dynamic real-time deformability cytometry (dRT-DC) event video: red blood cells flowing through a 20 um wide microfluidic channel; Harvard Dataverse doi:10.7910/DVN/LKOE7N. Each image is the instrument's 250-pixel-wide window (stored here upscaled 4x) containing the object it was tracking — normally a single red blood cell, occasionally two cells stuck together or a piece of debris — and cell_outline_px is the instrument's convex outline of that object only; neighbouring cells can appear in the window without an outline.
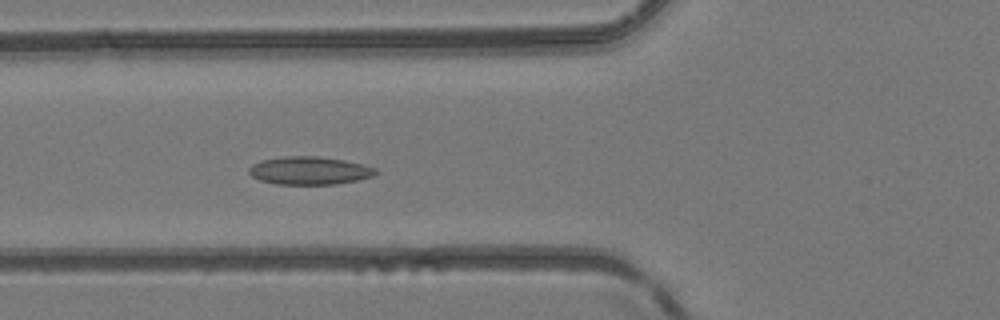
{"species": "common noctule bat (a hibernating species)", "species_latin": "Nyctalus noctula", "temperature_condition": "room temperature", "stored_images_in_passage": 36, "camera_frame_rate_fps": 3000, "um_per_image_px": 0.085, "animal": {"sex": "female", "body_mass_g": 24.6, "forearm_length_mm": 56.2}, "frame": {"image": 1, "passage_image": 5, "time_ms": 1.333, "image_size_px": [1000, 320], "cell_outline_px": [[376, 172], [372, 176], [356, 180], [336, 184], [276, 184], [260, 180], [252, 176], [248, 172], [248, 168], [252, 164], [260, 160], [284, 156], [320, 156], [344, 160], [364, 164], [376, 168]], "centroid_in_image_um": [26.27, 14.49], "position_along_channel_um": 99.5, "area_um2": 20.69}}
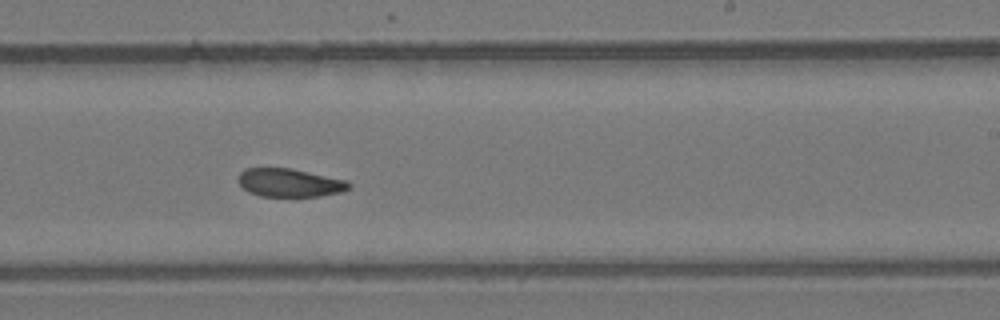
{"frame": {"image": 2, "passage_image": 17, "time_ms": 5.333, "image_size_px": [1000, 320], "cell_outline_px": [[352, 188], [340, 192], [320, 196], [260, 196], [248, 192], [236, 180], [240, 172], [244, 168], [292, 168], [348, 180], [352, 184]], "centroid_in_image_um": [24.63, 15.52], "position_along_channel_um": 264.4, "area_um2": 18.5}}
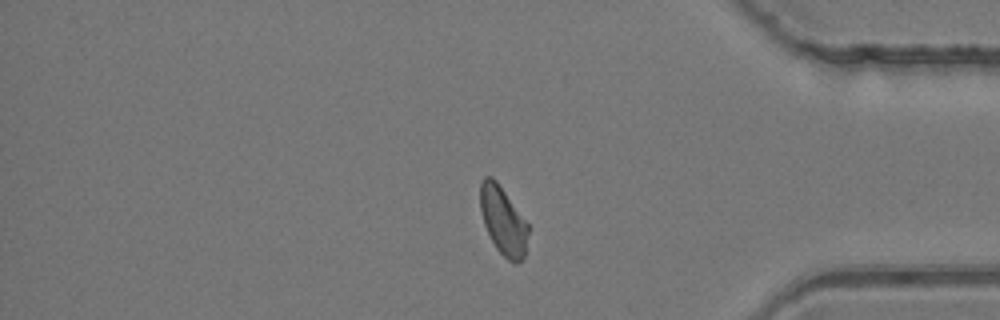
{"frame": {"image": 3, "passage_image": 28, "time_ms": 9.0, "image_size_px": [1000, 320], "cell_outline_px": [[528, 232], [524, 260], [516, 264], [512, 264], [496, 248], [484, 224], [480, 208], [480, 180], [484, 176], [492, 176], [496, 180], [528, 224]], "centroid_in_image_um": [42.76, 18.77], "position_along_channel_um": 392.4, "area_um2": 19.02}, "authors_computed_cell_mechanics": {"area_um2": 19.3919, "velocity_mm_per_s": 4.1206, "shape_relaxation_time_tau1_ms": null, "shape_relaxation_time_tau2_ms": 3.7856, "deformation_change_tau1": null, "deformation_change_tau2": 0.0785}}